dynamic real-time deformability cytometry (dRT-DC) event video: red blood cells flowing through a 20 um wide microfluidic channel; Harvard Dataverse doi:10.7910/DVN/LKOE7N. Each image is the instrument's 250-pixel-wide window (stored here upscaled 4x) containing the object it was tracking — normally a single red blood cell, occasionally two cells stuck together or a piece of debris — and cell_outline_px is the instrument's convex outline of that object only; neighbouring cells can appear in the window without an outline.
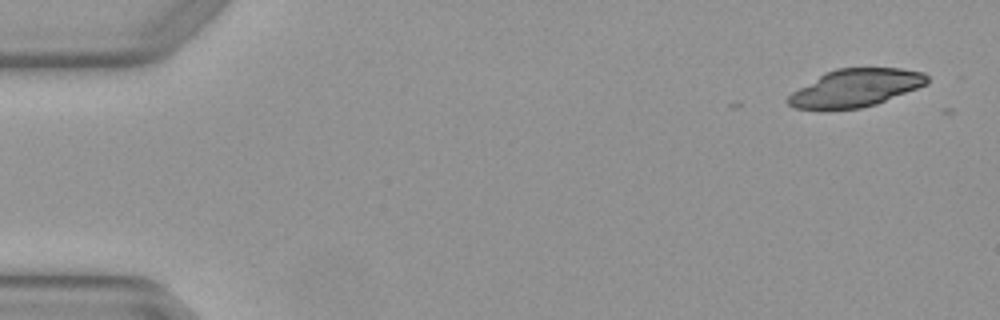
{"species": "Egyptian fruit bat (a non-hibernating species)", "species_latin": "Rousettus aegyptiacus", "temperature_condition": "warm", "stored_images_in_passage": 4, "camera_frame_rate_fps": 3000, "um_per_image_px": 0.085, "animal": {"sex": "female"}, "frame": {"image": 1, "passage_image": 1, "time_ms": 0.0, "image_size_px": [1000, 320], "cell_outline_px": [[928, 84], [876, 104], [860, 108], [796, 108], [788, 104], [784, 100], [792, 92], [824, 72], [836, 68], [900, 68], [924, 72], [928, 76]], "centroid_in_image_um": [72.74, 7.45], "position_along_channel_um": 12.3, "area_um2": 30.29}}
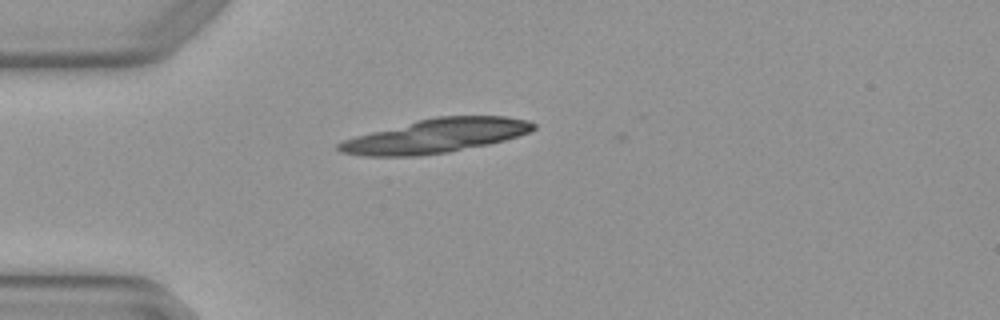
{"frame": {"image": 2, "passage_image": 4, "time_ms": 1.0, "image_size_px": [1000, 320], "cell_outline_px": [[536, 128], [528, 132], [504, 140], [488, 144], [448, 152], [416, 156], [364, 156], [340, 152], [336, 148], [336, 144], [344, 140], [356, 136], [416, 120], [436, 116], [508, 116], [528, 120], [536, 124]], "centroid_in_image_um": [37.04, 11.54], "position_along_channel_um": 48.0, "area_um2": 38.38}}